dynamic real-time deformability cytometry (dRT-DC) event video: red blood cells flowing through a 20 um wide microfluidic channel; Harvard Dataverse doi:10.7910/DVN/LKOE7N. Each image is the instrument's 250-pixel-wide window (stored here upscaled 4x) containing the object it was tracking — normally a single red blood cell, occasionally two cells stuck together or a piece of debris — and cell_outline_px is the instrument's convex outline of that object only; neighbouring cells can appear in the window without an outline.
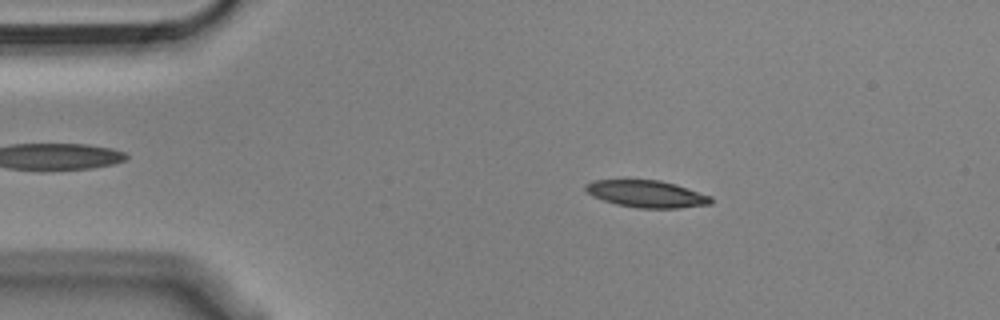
{"species": "Egyptian fruit bat (a non-hibernating species)", "species_latin": "Rousettus aegyptiacus", "temperature_condition": "cold", "stored_images_in_passage": 48, "camera_frame_rate_fps": 3000, "um_per_image_px": 0.085, "animal": {"sex": "male"}, "frame": {"image": 1, "passage_image": 3, "time_ms": 0.667, "image_size_px": [1000, 320], "cell_outline_px": [[712, 204], [680, 208], [636, 208], [616, 204], [592, 196], [584, 188], [584, 184], [592, 180], [660, 180], [676, 184], [712, 196]], "centroid_in_image_um": [54.97, 16.48], "position_along_channel_um": 30.0, "area_um2": 19.88}}
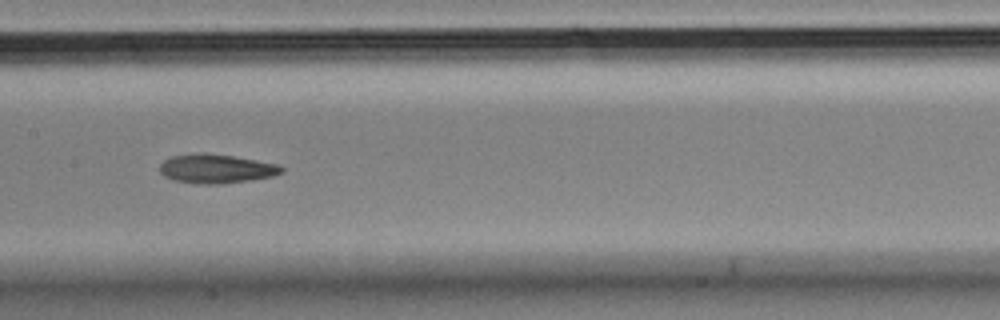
{"frame": {"image": 2, "passage_image": 20, "time_ms": 6.333, "image_size_px": [1000, 320], "cell_outline_px": [[284, 172], [272, 176], [252, 180], [220, 184], [196, 184], [172, 180], [164, 176], [160, 172], [160, 164], [164, 160], [172, 156], [200, 152], [204, 152], [232, 156], [280, 164], [284, 168]], "centroid_in_image_um": [18.38, 14.34], "position_along_channel_um": 189.0, "area_um2": 20.87}}
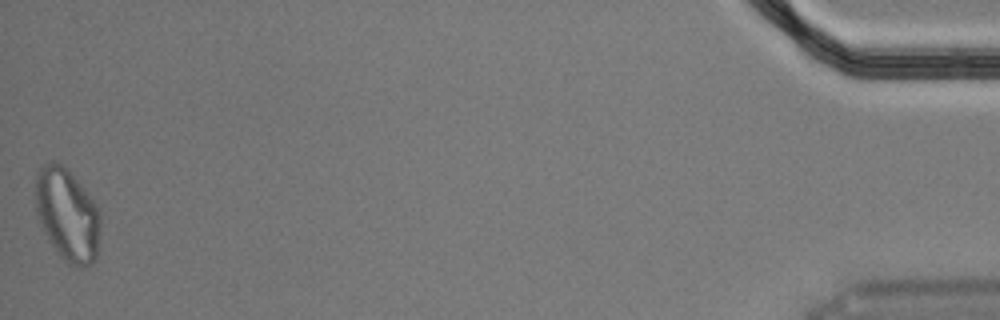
{"frame": {"image": 3, "passage_image": 48, "time_ms": 15.667, "image_size_px": [1000, 320], "cell_outline_px": [[100, 228], [96, 260], [92, 264], [68, 264], [60, 256], [48, 240], [40, 224], [36, 212], [36, 176], [40, 168], [44, 164], [52, 160], [60, 164], [88, 192], [100, 208]], "centroid_in_image_um": [5.73, 18.25], "position_along_channel_um": 429.5, "area_um2": 34.8}, "authors_computed_cell_mechanics": {"area_um2": 20.808, "velocity_mm_per_s": 3.6178, "shape_relaxation_time_tau1_ms": null, "shape_relaxation_time_tau2_ms": 4.3431, "deformation_change_tau1": null, "deformation_change_tau2": 0.1174}}